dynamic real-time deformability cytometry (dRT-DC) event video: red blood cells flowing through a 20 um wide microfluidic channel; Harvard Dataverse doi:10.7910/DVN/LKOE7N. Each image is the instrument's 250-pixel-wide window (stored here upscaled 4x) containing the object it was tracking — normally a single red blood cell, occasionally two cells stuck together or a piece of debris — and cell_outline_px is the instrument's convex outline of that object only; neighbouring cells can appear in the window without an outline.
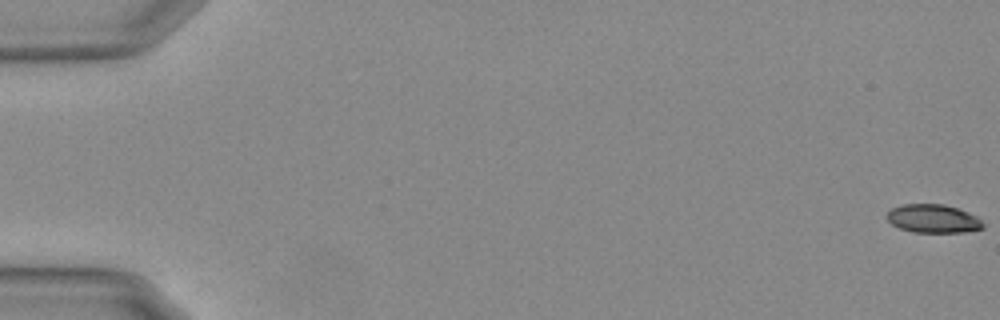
{"species": "Egyptian fruit bat (a non-hibernating species)", "species_latin": "Rousettus aegyptiacus", "temperature_condition": "warm", "stored_images_in_passage": 58, "camera_frame_rate_fps": 3000, "um_per_image_px": 0.085, "animal": {"sex": "female"}, "frame": {"image": 1, "passage_image": 1, "time_ms": 0.0, "image_size_px": [1000, 320], "cell_outline_px": [[984, 228], [964, 232], [912, 232], [900, 228], [892, 224], [884, 216], [892, 208], [904, 204], [944, 204], [968, 212], [976, 216], [984, 224]], "centroid_in_image_um": [79.3, 18.58], "position_along_channel_um": 5.7, "area_um2": 15.9}}
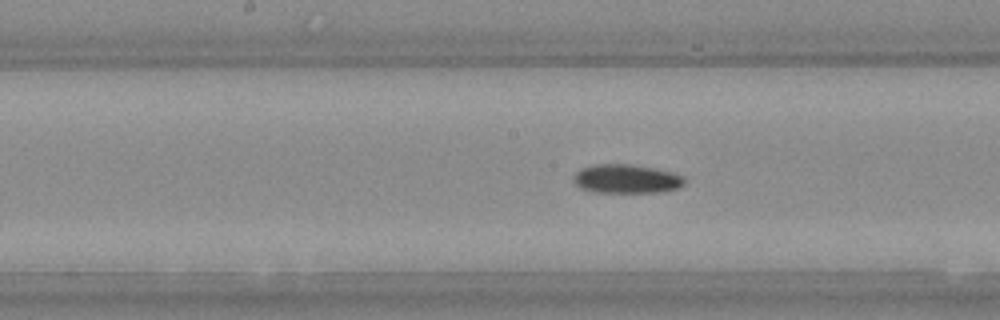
{"frame": {"image": 2, "passage_image": 30, "time_ms": 9.667, "image_size_px": [1000, 320], "cell_outline_px": [[684, 184], [680, 188], [660, 192], [592, 192], [580, 188], [572, 180], [572, 176], [580, 168], [596, 164], [628, 164], [652, 168], [672, 172], [684, 176]], "centroid_in_image_um": [53.22, 15.21], "position_along_channel_um": 195.0, "area_um2": 18.79}}
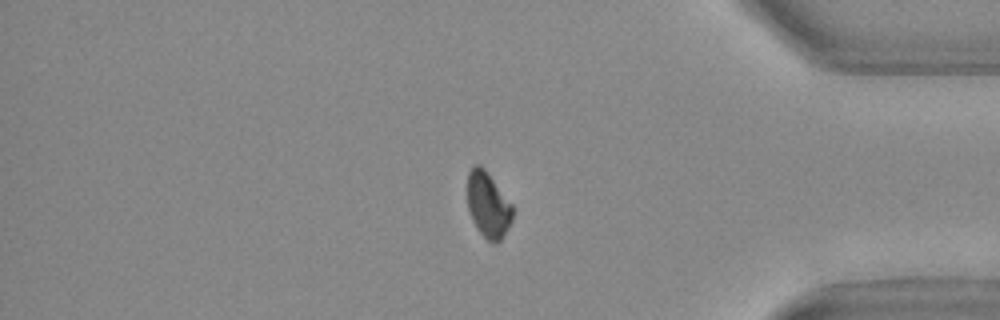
{"frame": {"image": 3, "passage_image": 48, "time_ms": 15.667, "image_size_px": [1000, 320], "cell_outline_px": [[512, 220], [508, 228], [500, 240], [496, 244], [492, 244], [476, 228], [472, 220], [468, 208], [468, 172], [476, 164], [480, 164], [484, 168], [512, 204]], "centroid_in_image_um": [41.48, 17.43], "position_along_channel_um": 393.7, "area_um2": 17.11}, "authors_computed_cell_mechanics": {"area_um2": 17.9758, "velocity_mm_per_s": 3.7083, "shape_relaxation_time_tau1_ms": 9.8643, "shape_relaxation_time_tau2_ms": 6.0283, "deformation_change_tau1": 0.1881, "deformation_change_tau2": 0.0884}}